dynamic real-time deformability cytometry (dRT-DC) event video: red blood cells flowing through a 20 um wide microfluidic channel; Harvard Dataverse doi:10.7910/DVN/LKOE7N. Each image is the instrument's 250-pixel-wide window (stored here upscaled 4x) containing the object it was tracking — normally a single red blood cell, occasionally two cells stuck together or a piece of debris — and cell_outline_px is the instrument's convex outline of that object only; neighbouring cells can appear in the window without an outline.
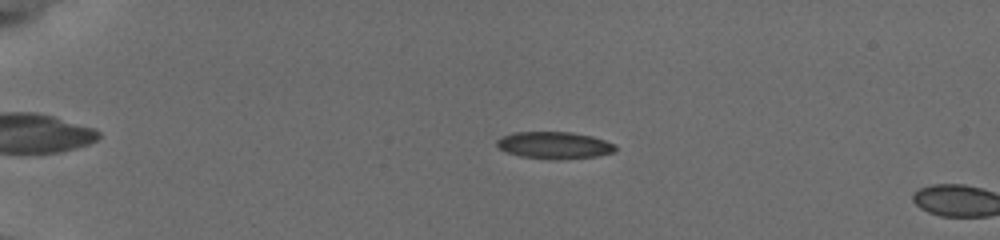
{"species": "common noctule bat (a hibernating species)", "species_latin": "Nyctalus noctula", "temperature_condition": "cold", "stored_images_in_passage": 8, "camera_frame_rate_fps": 3000, "um_per_image_px": 0.085, "animal": {"sex": "female", "body_mass_g": 19.5, "forearm_length_mm": 54.1}, "frame": {"image": 1, "passage_image": 6, "time_ms": 1.667, "image_size_px": [1000, 240], "cell_outline_px": [[616, 148], [612, 152], [596, 156], [520, 156], [508, 152], [500, 148], [496, 144], [496, 140], [500, 136], [512, 132], [572, 132], [592, 136], [616, 144]], "centroid_in_image_um": [47.08, 12.27], "position_along_channel_um": 37.9, "area_um2": 17.57}}